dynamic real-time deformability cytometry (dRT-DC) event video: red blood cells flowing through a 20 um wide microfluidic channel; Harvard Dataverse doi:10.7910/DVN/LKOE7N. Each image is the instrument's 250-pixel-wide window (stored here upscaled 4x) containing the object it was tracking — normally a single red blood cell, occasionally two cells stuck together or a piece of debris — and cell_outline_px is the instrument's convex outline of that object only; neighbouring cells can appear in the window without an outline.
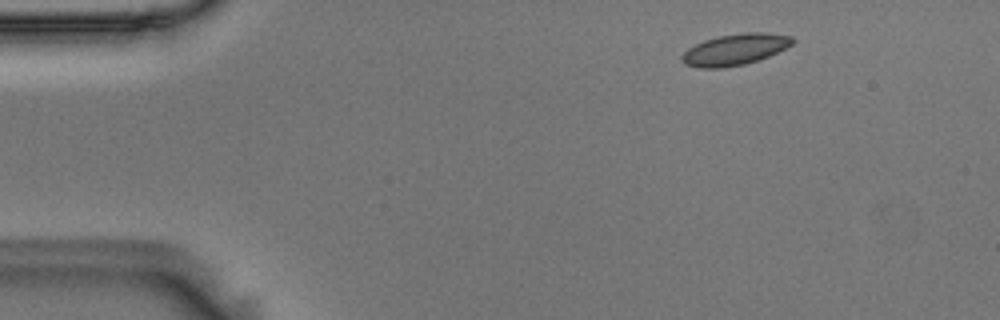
{"species": "Egyptian fruit bat (a non-hibernating species)", "species_latin": "Rousettus aegyptiacus", "temperature_condition": "room temperature", "stored_images_in_passage": 49, "camera_frame_rate_fps": 3000, "um_per_image_px": 0.085, "animal": {"sex": "male"}, "frame": {"image": 1, "passage_image": 1, "time_ms": 0.0, "image_size_px": [1000, 320], "cell_outline_px": [[796, 40], [792, 44], [768, 56], [744, 64], [724, 68], [700, 68], [684, 64], [680, 60], [680, 56], [688, 48], [704, 40], [720, 36], [744, 32], [764, 32], [792, 36]], "centroid_in_image_um": [62.44, 4.21], "position_along_channel_um": 22.6, "area_um2": 20.06}}
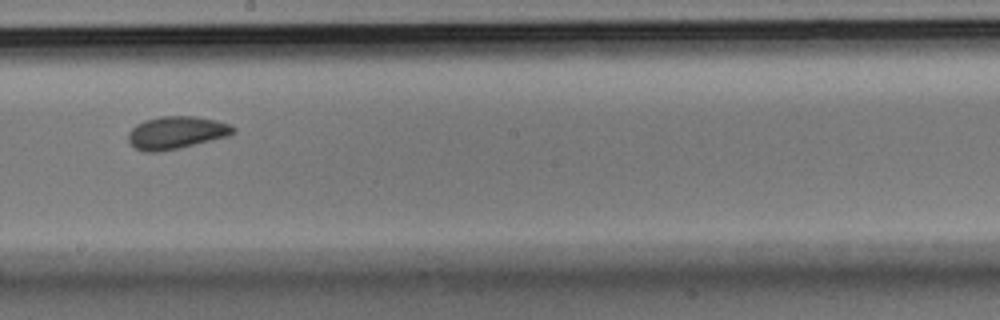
{"frame": {"image": 2, "passage_image": 25, "time_ms": 8.0, "image_size_px": [1000, 320], "cell_outline_px": [[236, 132], [228, 136], [180, 148], [156, 152], [144, 152], [136, 148], [128, 140], [128, 132], [136, 124], [144, 120], [160, 116], [196, 116], [216, 120], [228, 124], [236, 128]], "centroid_in_image_um": [14.99, 11.27], "position_along_channel_um": 233.2, "area_um2": 20.0}}
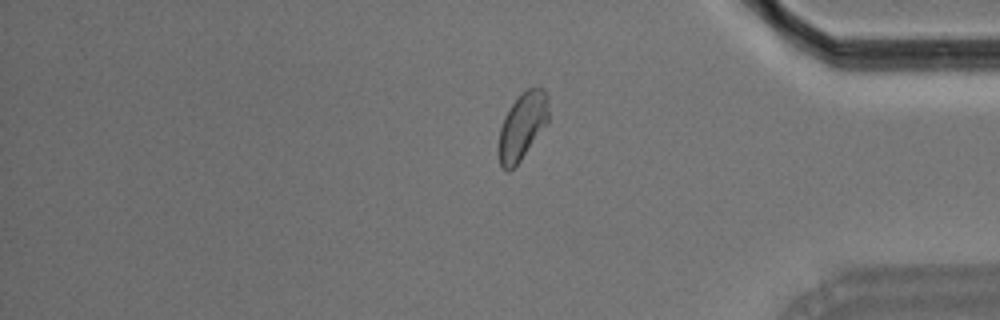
{"frame": {"image": 3, "passage_image": 40, "time_ms": 13.0, "image_size_px": [1000, 320], "cell_outline_px": [[548, 120], [520, 160], [508, 172], [500, 164], [496, 152], [496, 148], [500, 128], [504, 116], [520, 92], [528, 88], [544, 88], [548, 92]], "centroid_in_image_um": [44.35, 10.69], "position_along_channel_um": 390.8, "area_um2": 19.48}, "authors_computed_cell_mechanics": {"area_um2": 19.652, "velocity_mm_per_s": 3.5847, "shape_relaxation_time_tau1_ms": 4.0797, "shape_relaxation_time_tau2_ms": 1.2375, "deformation_change_tau1": 0.0829, "deformation_change_tau2": 0.0403}}